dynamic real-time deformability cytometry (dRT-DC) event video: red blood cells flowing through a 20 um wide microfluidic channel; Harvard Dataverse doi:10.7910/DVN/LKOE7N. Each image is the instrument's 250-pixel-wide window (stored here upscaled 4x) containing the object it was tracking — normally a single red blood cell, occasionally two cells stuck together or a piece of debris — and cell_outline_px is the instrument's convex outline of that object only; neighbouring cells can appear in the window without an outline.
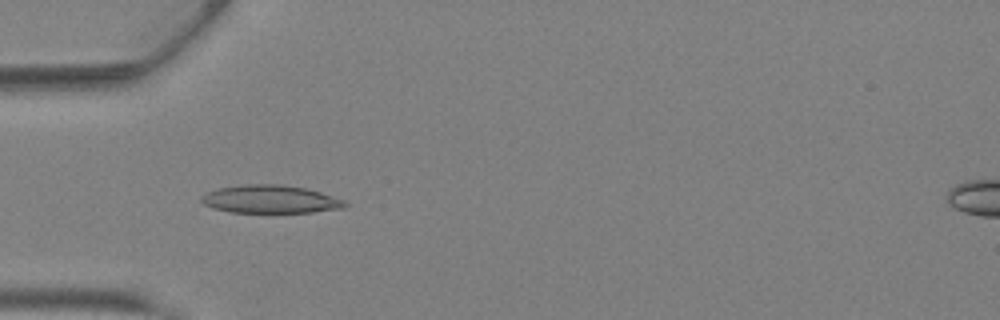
{"species": "Egyptian fruit bat (a non-hibernating species)", "species_latin": "Rousettus aegyptiacus", "temperature_condition": "warm", "stored_images_in_passage": 41, "camera_frame_rate_fps": 3000, "um_per_image_px": 0.085, "animal": {"sex": "female"}, "frame": {"image": 1, "passage_image": 13, "time_ms": 4.0, "image_size_px": [1000, 320], "cell_outline_px": [[348, 204], [344, 208], [312, 212], [232, 212], [216, 208], [204, 204], [200, 200], [200, 196], [208, 192], [220, 188], [244, 184], [280, 184], [304, 188], [320, 192], [344, 200]], "centroid_in_image_um": [22.99, 16.93], "position_along_channel_um": 62.0, "area_um2": 23.18}}
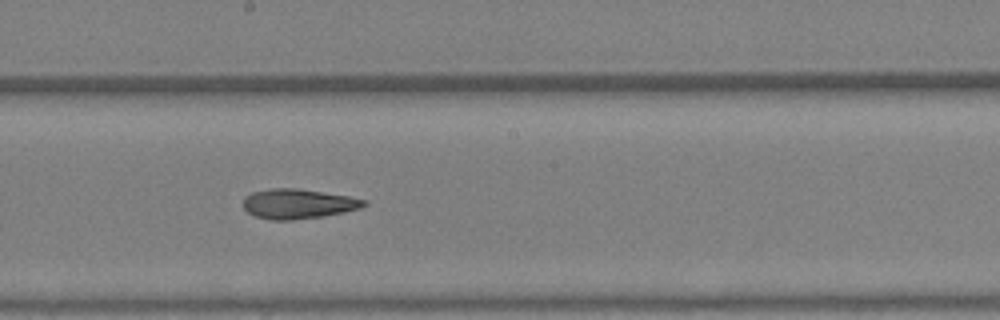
{"frame": {"image": 2, "passage_image": 23, "time_ms": 7.333, "image_size_px": [1000, 320], "cell_outline_px": [[368, 204], [360, 208], [344, 212], [324, 216], [292, 220], [268, 220], [256, 216], [248, 212], [244, 208], [244, 196], [252, 192], [272, 188], [296, 188], [348, 196], [368, 200]], "centroid_in_image_um": [25.34, 17.33], "position_along_channel_um": 222.9, "area_um2": 20.98}}
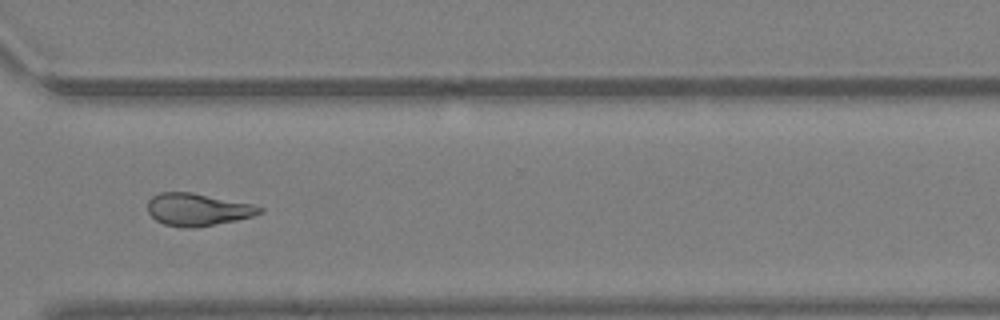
{"frame": {"image": 3, "passage_image": 31, "time_ms": 10.0, "image_size_px": [1000, 320], "cell_outline_px": [[264, 212], [252, 216], [236, 220], [196, 228], [184, 228], [164, 224], [156, 220], [148, 212], [148, 200], [152, 196], [160, 192], [192, 192], [252, 204], [264, 208]], "centroid_in_image_um": [16.79, 17.81], "position_along_channel_um": 353.8, "area_um2": 21.21}, "authors_computed_cell_mechanics": {"area_um2": 21.7906, "velocity_mm_per_s": 4.9136, "shape_relaxation_time_tau1_ms": null, "shape_relaxation_time_tau2_ms": 5.953, "deformation_change_tau1": null, "deformation_change_tau2": 0.1735}}